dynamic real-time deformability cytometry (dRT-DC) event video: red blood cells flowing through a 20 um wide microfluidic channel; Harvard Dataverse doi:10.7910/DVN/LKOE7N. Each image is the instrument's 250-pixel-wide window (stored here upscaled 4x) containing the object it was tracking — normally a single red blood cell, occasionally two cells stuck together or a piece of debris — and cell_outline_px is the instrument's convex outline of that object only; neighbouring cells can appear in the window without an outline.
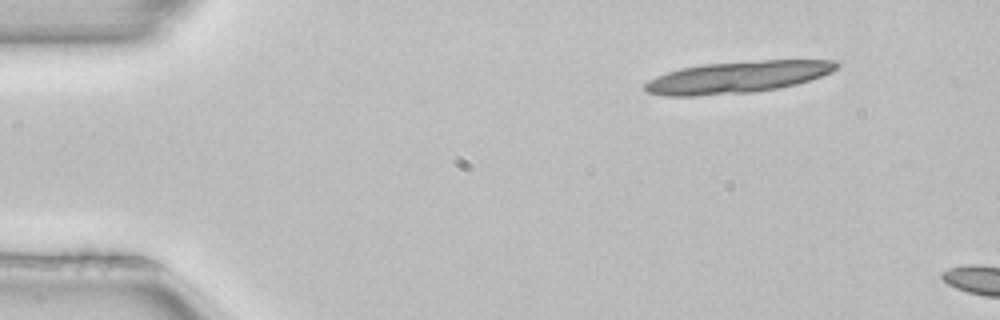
{"species": "common noctule bat (a hibernating species)", "species_latin": "Nyctalus noctula", "temperature_condition": "room temperature", "stored_images_in_passage": 3, "camera_frame_rate_fps": 3000, "um_per_image_px": 0.085, "animal": {"sex": "female", "body_mass_g": 22.7, "forearm_length_mm": 54.2}, "frame": {"image": 1, "passage_image": 3, "time_ms": 0.667, "image_size_px": [1000, 320], "cell_outline_px": [[840, 64], [832, 72], [796, 84], [776, 88], [752, 92], [696, 96], [664, 96], [644, 92], [644, 84], [648, 80], [656, 76], [680, 68], [704, 64], [760, 60], [836, 60]], "centroid_in_image_um": [62.64, 6.56], "position_along_channel_um": 22.4, "area_um2": 35.43}}